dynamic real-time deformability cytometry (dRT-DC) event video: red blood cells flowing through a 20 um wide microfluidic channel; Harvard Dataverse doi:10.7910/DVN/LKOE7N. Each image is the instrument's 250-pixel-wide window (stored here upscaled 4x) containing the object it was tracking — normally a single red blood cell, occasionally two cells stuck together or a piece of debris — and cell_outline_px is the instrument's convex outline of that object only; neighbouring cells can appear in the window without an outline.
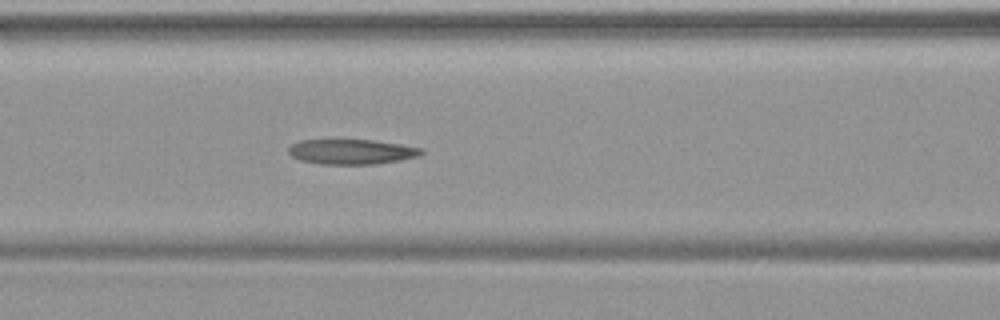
{"species": "common noctule bat (a hibernating species)", "species_latin": "Nyctalus noctula", "temperature_condition": "warm", "stored_images_in_passage": 38, "camera_frame_rate_fps": 3000, "um_per_image_px": 0.085, "animal": {"sex": "female", "body_mass_g": 19.9}, "frame": {"image": 1, "passage_image": 10, "time_ms": 3.0, "image_size_px": [1000, 320], "cell_outline_px": [[424, 152], [420, 156], [400, 160], [372, 164], [320, 164], [300, 160], [292, 156], [288, 152], [288, 148], [292, 144], [300, 140], [336, 136], [376, 140], [424, 148]], "centroid_in_image_um": [29.84, 12.83], "position_along_channel_um": 136.8, "area_um2": 20.52}}
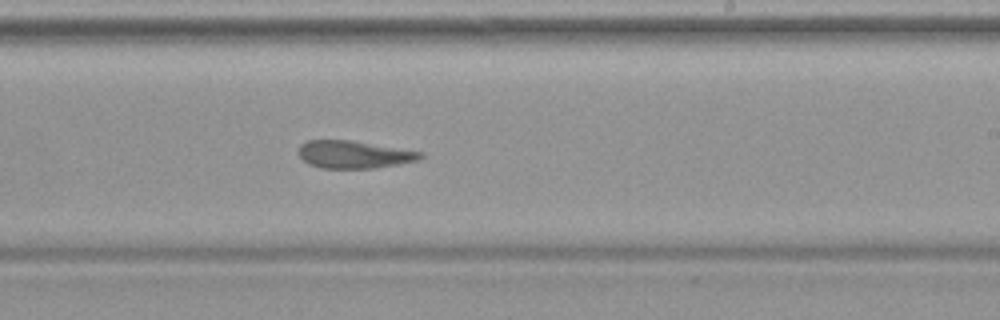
{"frame": {"image": 2, "passage_image": 19, "time_ms": 6.0, "image_size_px": [1000, 320], "cell_outline_px": [[424, 156], [416, 160], [396, 164], [372, 168], [320, 168], [308, 164], [300, 156], [300, 144], [308, 140], [352, 140], [424, 152]], "centroid_in_image_um": [30.08, 13.12], "position_along_channel_um": 258.9, "area_um2": 19.42}}
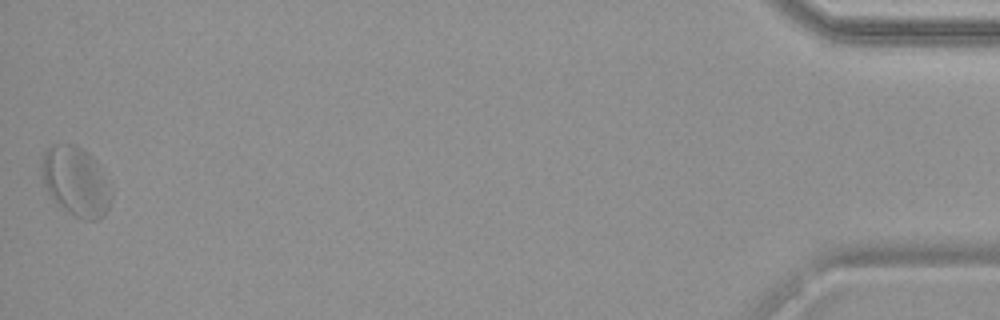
{"frame": {"image": 3, "passage_image": 38, "time_ms": 12.333, "image_size_px": [1000, 320], "cell_outline_px": [[112, 196], [108, 208], [104, 216], [96, 220], [84, 220], [76, 216], [64, 208], [48, 192], [40, 176], [40, 156], [52, 144], [76, 144], [88, 152], [96, 160], [112, 192]], "centroid_in_image_um": [6.42, 15.38], "position_along_channel_um": 428.8, "area_um2": 28.21}}